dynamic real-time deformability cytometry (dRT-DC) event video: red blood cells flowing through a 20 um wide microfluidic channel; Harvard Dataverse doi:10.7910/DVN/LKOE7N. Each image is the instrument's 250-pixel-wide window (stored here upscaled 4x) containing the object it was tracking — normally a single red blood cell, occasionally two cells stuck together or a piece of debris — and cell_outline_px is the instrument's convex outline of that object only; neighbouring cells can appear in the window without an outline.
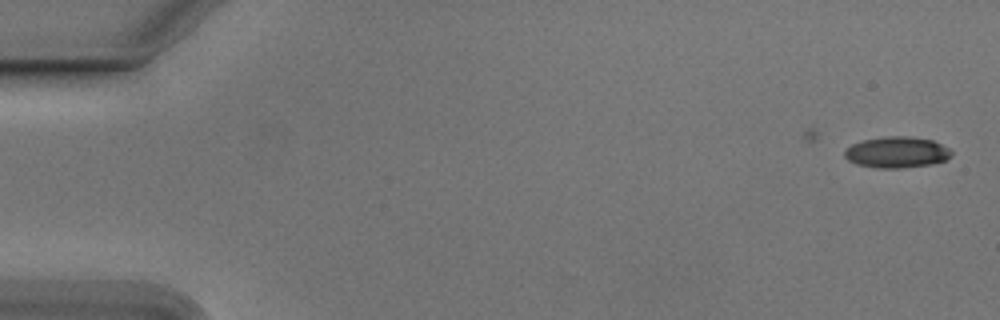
{"species": "Egyptian fruit bat (a non-hibernating species)", "species_latin": "Rousettus aegyptiacus", "temperature_condition": "cold", "stored_images_in_passage": 14, "camera_frame_rate_fps": 3000, "um_per_image_px": 0.085, "animal": {"sex": "male"}, "frame": {"image": 1, "passage_image": 1, "time_ms": 0.0, "image_size_px": [1000, 320], "cell_outline_px": [[952, 156], [944, 160], [928, 164], [900, 168], [880, 168], [856, 164], [848, 160], [844, 156], [844, 152], [852, 144], [864, 140], [892, 136], [908, 136], [932, 140], [948, 148], [952, 152]], "centroid_in_image_um": [76.22, 12.94], "position_along_channel_um": 8.8, "area_um2": 19.02}}
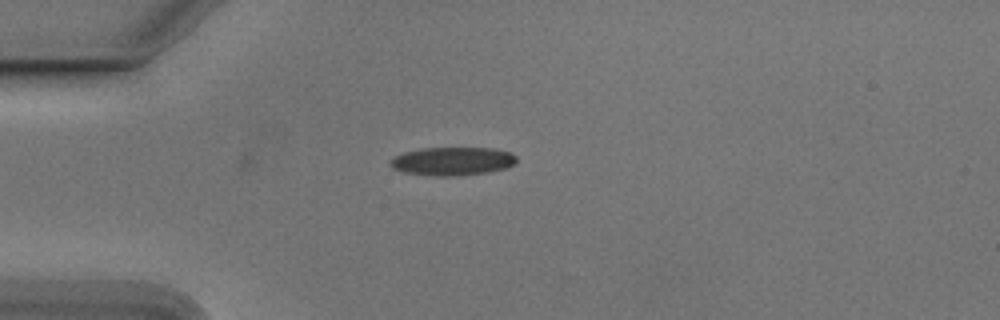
{"frame": {"image": 2, "passage_image": 14, "time_ms": 4.333, "image_size_px": [1000, 320], "cell_outline_px": [[516, 160], [512, 164], [504, 168], [488, 172], [456, 176], [436, 176], [404, 172], [392, 168], [388, 164], [396, 156], [404, 152], [420, 148], [496, 148], [508, 152], [516, 156]], "centroid_in_image_um": [38.43, 13.7], "position_along_channel_um": 46.6, "area_um2": 20.69}}